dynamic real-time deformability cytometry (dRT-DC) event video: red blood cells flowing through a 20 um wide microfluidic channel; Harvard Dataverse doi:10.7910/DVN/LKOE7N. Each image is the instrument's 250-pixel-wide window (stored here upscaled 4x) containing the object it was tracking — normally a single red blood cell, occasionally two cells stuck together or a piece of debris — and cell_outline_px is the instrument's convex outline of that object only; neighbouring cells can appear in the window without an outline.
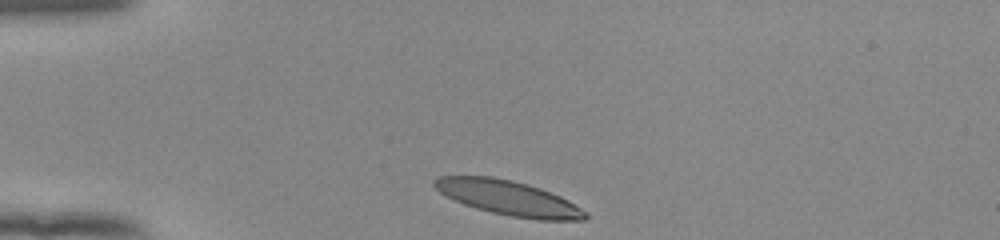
{"species": "human", "species_latin": "Homo sapiens", "temperature_condition": "room temperature", "stored_images_in_passage": 33, "camera_frame_rate_fps": 3000, "um_per_image_px": 0.085, "donor": {"sex": "female"}, "frame": {"image": 1, "passage_image": 1, "time_ms": 0.0, "image_size_px": [1000, 240], "cell_outline_px": [[588, 216], [584, 220], [536, 220], [512, 216], [492, 212], [476, 208], [464, 204], [440, 192], [432, 184], [432, 180], [436, 176], [492, 176], [512, 180], [528, 184], [540, 188], [560, 196], [568, 200], [588, 212]], "centroid_in_image_um": [43.23, 16.82], "position_along_channel_um": 41.8, "area_um2": 30.46}}
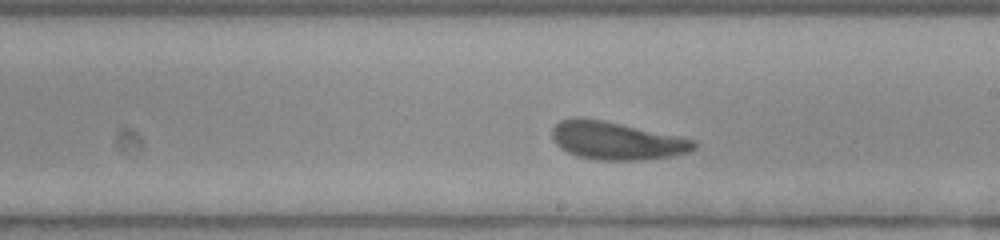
{"frame": {"image": 2, "passage_image": 19, "time_ms": 6.0, "image_size_px": [1000, 240], "cell_outline_px": [[696, 148], [688, 152], [672, 156], [640, 160], [596, 160], [576, 156], [560, 148], [552, 140], [552, 128], [560, 120], [572, 116], [580, 116], [604, 120], [696, 140]], "centroid_in_image_um": [52.34, 11.94], "position_along_channel_um": 236.7, "area_um2": 31.62}}
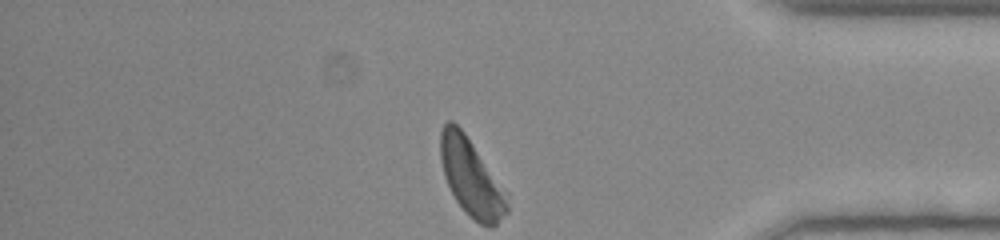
{"frame": {"image": 3, "passage_image": 33, "time_ms": 10.667, "image_size_px": [1000, 240], "cell_outline_px": [[508, 212], [496, 224], [480, 224], [468, 216], [456, 200], [444, 176], [440, 156], [440, 132], [444, 124], [448, 120], [452, 120], [464, 132], [508, 192]], "centroid_in_image_um": [40.06, 15.08], "position_along_channel_um": 395.1, "area_um2": 29.88}, "authors_computed_cell_mechanics": {"area_um2": 30.9808, "velocity_mm_per_s": 3.8677, "shape_relaxation_time_tau1_ms": 3.5284, "shape_relaxation_time_tau2_ms": 1.3534, "deformation_change_tau1": 0.1333, "deformation_change_tau2": 0.0902}}